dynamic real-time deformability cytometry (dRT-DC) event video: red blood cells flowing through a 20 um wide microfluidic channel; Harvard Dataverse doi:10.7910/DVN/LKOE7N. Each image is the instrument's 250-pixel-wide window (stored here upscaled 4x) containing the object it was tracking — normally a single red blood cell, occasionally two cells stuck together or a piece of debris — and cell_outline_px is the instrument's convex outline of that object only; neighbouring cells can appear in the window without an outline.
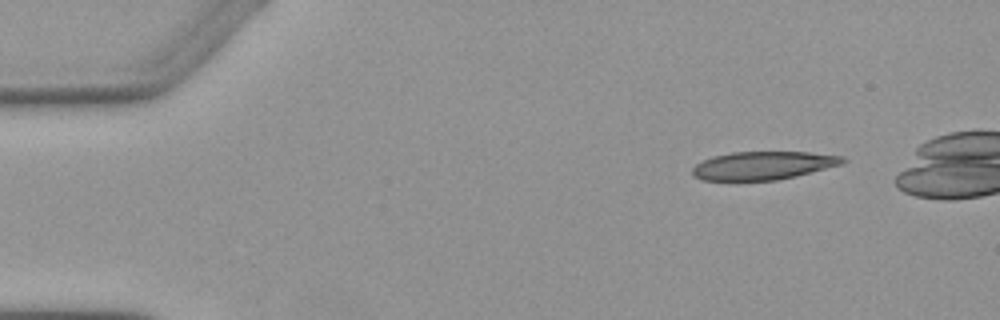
{"species": "Egyptian fruit bat (a non-hibernating species)", "species_latin": "Rousettus aegyptiacus", "temperature_condition": "warm", "stored_images_in_passage": 5, "segment_of_instrument_passage": [2, 2], "camera_frame_rate_fps": 3000, "um_per_image_px": 0.085, "animal": {"sex": "female"}, "frame": {"image": 1, "passage_image": 5, "time_ms": 5.667, "image_size_px": [1000, 320], "cell_outline_px": [[848, 160], [840, 164], [796, 176], [776, 180], [704, 180], [692, 176], [692, 168], [696, 164], [712, 156], [732, 152], [808, 152], [844, 156]], "centroid_in_image_um": [64.85, 14.06], "position_along_channel_um": 20.2, "area_um2": 24.57}}